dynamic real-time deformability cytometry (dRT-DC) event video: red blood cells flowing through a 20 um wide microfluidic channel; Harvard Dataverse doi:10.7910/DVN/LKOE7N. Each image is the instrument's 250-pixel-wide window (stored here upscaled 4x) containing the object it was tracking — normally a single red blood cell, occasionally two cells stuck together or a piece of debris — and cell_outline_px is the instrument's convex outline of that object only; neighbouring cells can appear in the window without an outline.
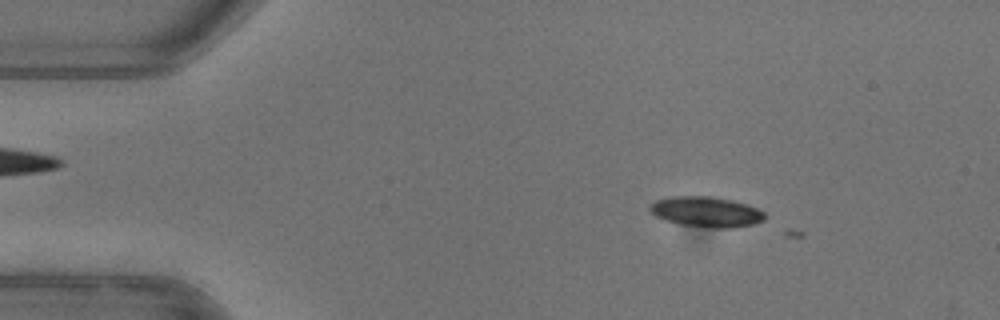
{"species": "common noctule bat (a hibernating species)", "species_latin": "Nyctalus noctula", "temperature_condition": "warm", "stored_images_in_passage": 6, "camera_frame_rate_fps": 3000, "um_per_image_px": 0.085, "animal": {"sex": "female"}, "frame": {"image": 1, "passage_image": 4, "time_ms": 1.0, "image_size_px": [1000, 320], "cell_outline_px": [[764, 220], [752, 224], [732, 228], [712, 228], [680, 224], [664, 220], [656, 216], [648, 208], [656, 200], [672, 196], [712, 196], [732, 200], [748, 204], [764, 212]], "centroid_in_image_um": [60.03, 18.0], "position_along_channel_um": 25.0, "area_um2": 20.29}}